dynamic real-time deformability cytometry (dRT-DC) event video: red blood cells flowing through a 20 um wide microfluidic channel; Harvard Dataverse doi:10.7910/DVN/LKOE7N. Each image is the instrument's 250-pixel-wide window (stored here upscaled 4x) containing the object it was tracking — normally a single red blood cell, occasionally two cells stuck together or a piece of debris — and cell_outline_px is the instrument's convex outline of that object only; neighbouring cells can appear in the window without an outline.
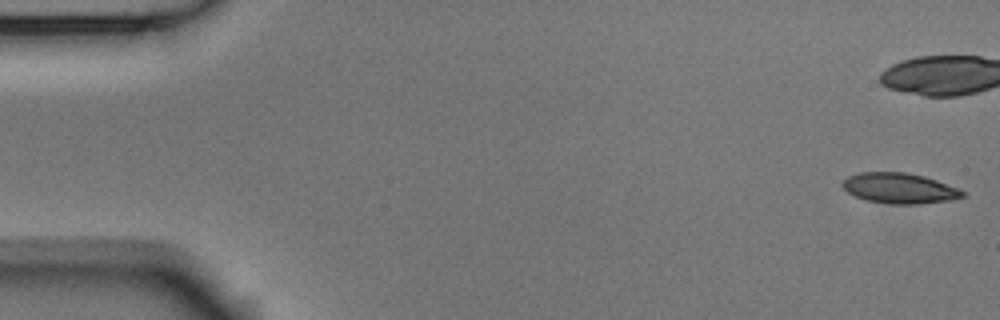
{"species": "Egyptian fruit bat (a non-hibernating species)", "species_latin": "Rousettus aegyptiacus", "temperature_condition": "room temperature", "stored_images_in_passage": 6, "camera_frame_rate_fps": 3000, "um_per_image_px": 0.085, "animal": {"sex": "male"}, "frame": {"image": 1, "passage_image": 1, "time_ms": 0.0, "image_size_px": [1000, 320], "cell_outline_px": [[968, 192], [964, 196], [952, 200], [920, 204], [892, 204], [864, 200], [848, 192], [840, 184], [848, 176], [860, 172], [904, 172], [924, 176], [936, 180]], "centroid_in_image_um": [76.47, 16.0], "position_along_channel_um": 8.5, "area_um2": 21.39}}